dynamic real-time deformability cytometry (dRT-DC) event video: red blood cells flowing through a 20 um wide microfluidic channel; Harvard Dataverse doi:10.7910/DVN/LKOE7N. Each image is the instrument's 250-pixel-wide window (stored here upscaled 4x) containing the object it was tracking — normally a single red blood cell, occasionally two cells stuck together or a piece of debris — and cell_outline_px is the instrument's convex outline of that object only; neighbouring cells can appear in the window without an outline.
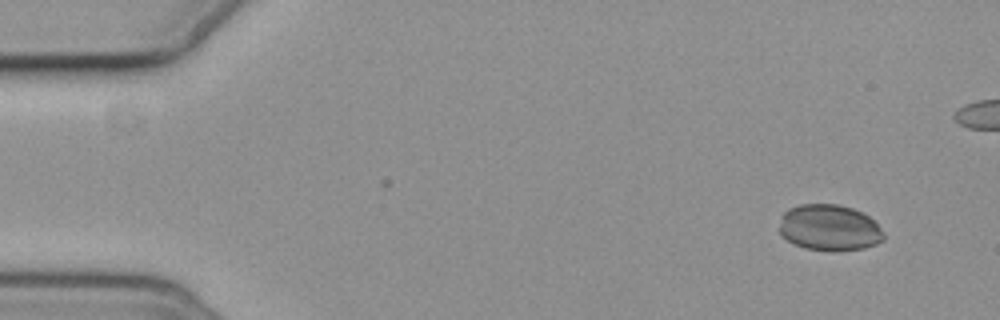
{"species": "common noctule bat (a hibernating species)", "species_latin": "Nyctalus noctula", "temperature_condition": "cold", "stored_images_in_passage": 5, "camera_frame_rate_fps": 3000, "um_per_image_px": 0.085, "animal": {"sex": "female", "body_mass_g": 19.3, "forearm_length_mm": 54.1}, "frame": {"image": 1, "passage_image": 1, "time_ms": 0.0, "image_size_px": [1000, 320], "cell_outline_px": [[884, 240], [876, 244], [864, 248], [836, 252], [828, 252], [804, 248], [788, 240], [780, 232], [780, 216], [788, 208], [800, 204], [836, 204], [852, 208], [868, 216], [884, 232]], "centroid_in_image_um": [70.49, 19.37], "position_along_channel_um": 14.5, "area_um2": 28.26}}